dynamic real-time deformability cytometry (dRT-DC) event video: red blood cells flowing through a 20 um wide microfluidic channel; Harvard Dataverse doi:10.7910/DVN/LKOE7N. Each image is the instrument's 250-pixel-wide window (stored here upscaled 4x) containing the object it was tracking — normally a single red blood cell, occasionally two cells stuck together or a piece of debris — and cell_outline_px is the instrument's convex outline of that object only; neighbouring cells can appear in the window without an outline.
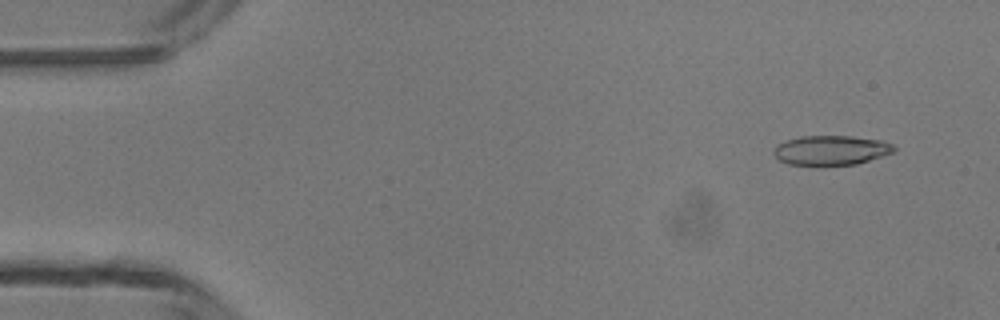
{"species": "common noctule bat (a hibernating species)", "species_latin": "Nyctalus noctula", "temperature_condition": "room temperature", "stored_images_in_passage": 4, "camera_frame_rate_fps": 3000, "um_per_image_px": 0.085, "animal": {"sex": "male", "body_mass_g": 13.3}, "frame": {"image": 1, "passage_image": 1, "time_ms": 0.0, "image_size_px": [1000, 320], "cell_outline_px": [[896, 148], [892, 152], [856, 164], [820, 168], [816, 168], [788, 164], [780, 160], [772, 152], [776, 144], [800, 136], [852, 136], [880, 140], [892, 144]], "centroid_in_image_um": [70.57, 12.81], "position_along_channel_um": 14.4, "area_um2": 21.33}}
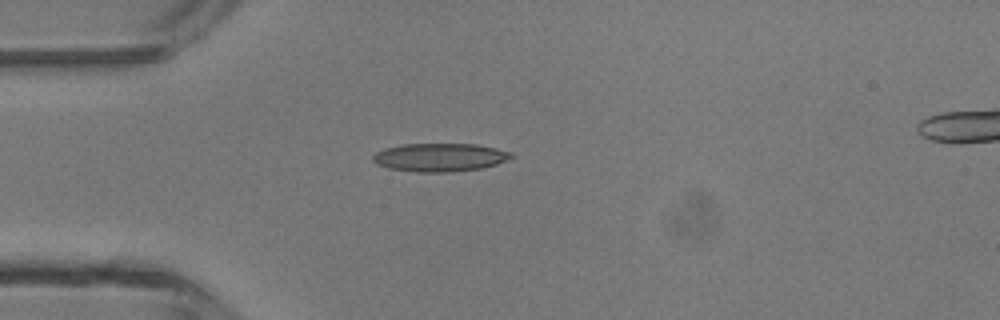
{"frame": {"image": 2, "passage_image": 3, "time_ms": 3.0, "image_size_px": [1000, 320], "cell_outline_px": [[516, 156], [496, 164], [480, 168], [448, 172], [416, 172], [388, 168], [376, 164], [372, 160], [372, 156], [376, 152], [384, 148], [404, 144], [476, 144], [496, 148], [512, 152]], "centroid_in_image_um": [37.37, 13.37], "position_along_channel_um": 47.6, "area_um2": 22.83}}